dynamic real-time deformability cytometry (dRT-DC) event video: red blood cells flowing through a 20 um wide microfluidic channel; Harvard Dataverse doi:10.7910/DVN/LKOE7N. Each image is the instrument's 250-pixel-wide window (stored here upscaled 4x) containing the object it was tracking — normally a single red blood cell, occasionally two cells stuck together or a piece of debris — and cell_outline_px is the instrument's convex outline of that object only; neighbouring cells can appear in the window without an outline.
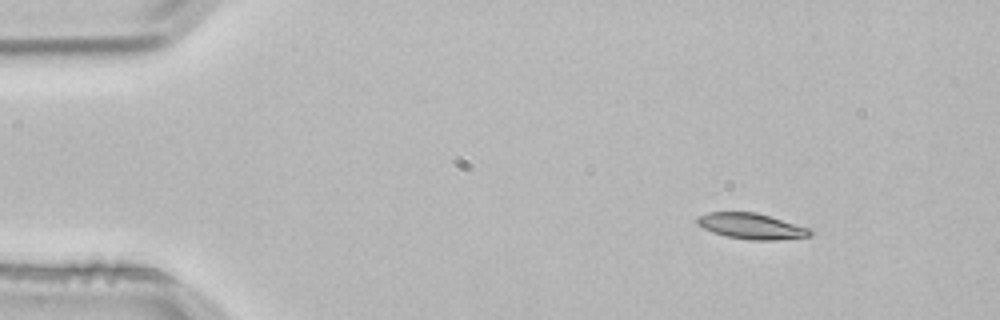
{"species": "common noctule bat (a hibernating species)", "species_latin": "Nyctalus noctula", "temperature_condition": "room temperature", "stored_images_in_passage": 3, "camera_frame_rate_fps": 3000, "um_per_image_px": 0.085, "animal": {"sex": "male", "body_mass_g": 21.5, "forearm_length_mm": 52.0}, "frame": {"image": 1, "passage_image": 1, "time_ms": 0.0, "image_size_px": [1000, 320], "cell_outline_px": [[812, 236], [772, 240], [752, 240], [728, 236], [712, 232], [696, 224], [696, 216], [708, 212], [756, 212], [812, 228]], "centroid_in_image_um": [63.88, 19.21], "position_along_channel_um": 21.1, "area_um2": 17.05}}